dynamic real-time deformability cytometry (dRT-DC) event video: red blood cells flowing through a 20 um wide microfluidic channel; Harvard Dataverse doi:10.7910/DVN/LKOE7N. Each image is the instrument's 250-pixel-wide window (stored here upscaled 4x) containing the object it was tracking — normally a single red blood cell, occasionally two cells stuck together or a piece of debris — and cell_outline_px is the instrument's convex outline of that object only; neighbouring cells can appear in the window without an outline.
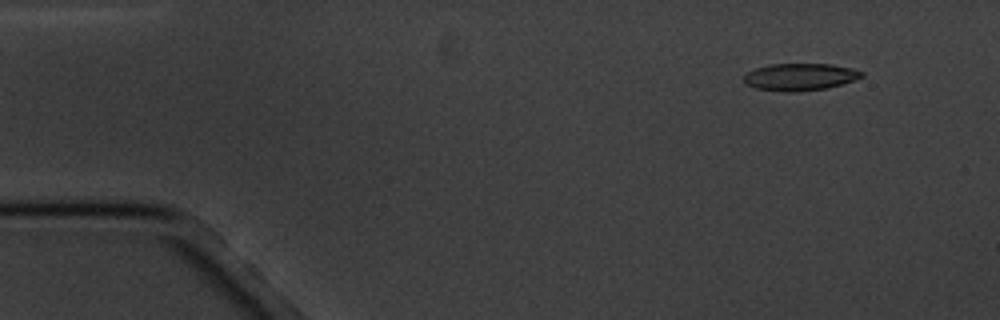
{"species": "common noctule bat (a hibernating species)", "species_latin": "Nyctalus noctula", "temperature_condition": "cold", "stored_images_in_passage": 5, "camera_frame_rate_fps": 3000, "um_per_image_px": 0.085, "animal": {"sex": "male", "body_mass_g": 20.1, "forearm_length_mm": 53.5}, "frame": {"image": 1, "passage_image": 2, "time_ms": 1.0, "image_size_px": [1000, 320], "cell_outline_px": [[864, 76], [828, 88], [796, 92], [784, 92], [756, 88], [744, 84], [744, 76], [748, 72], [756, 68], [768, 64], [832, 64], [852, 68], [864, 72]], "centroid_in_image_um": [67.98, 6.54], "position_along_channel_um": 17.0, "area_um2": 18.67}}
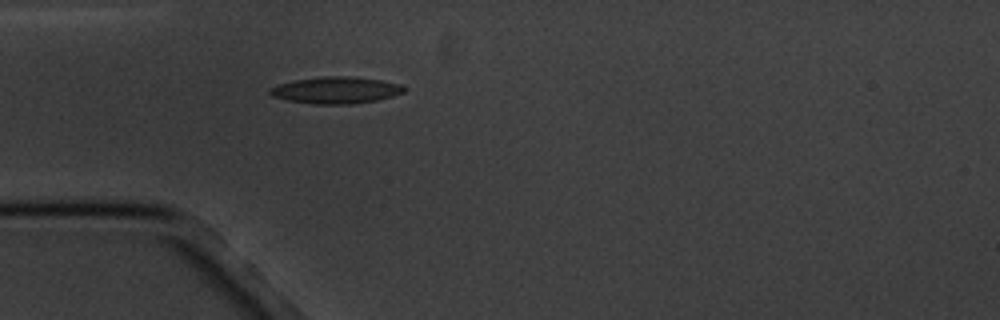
{"frame": {"image": 2, "passage_image": 5, "time_ms": 4.667, "image_size_px": [1000, 320], "cell_outline_px": [[404, 92], [392, 96], [376, 100], [352, 104], [312, 104], [288, 100], [272, 96], [268, 92], [268, 88], [292, 80], [324, 76], [352, 76], [380, 80], [400, 84], [404, 88]], "centroid_in_image_um": [28.51, 7.66], "position_along_channel_um": 56.5, "area_um2": 20.87}}